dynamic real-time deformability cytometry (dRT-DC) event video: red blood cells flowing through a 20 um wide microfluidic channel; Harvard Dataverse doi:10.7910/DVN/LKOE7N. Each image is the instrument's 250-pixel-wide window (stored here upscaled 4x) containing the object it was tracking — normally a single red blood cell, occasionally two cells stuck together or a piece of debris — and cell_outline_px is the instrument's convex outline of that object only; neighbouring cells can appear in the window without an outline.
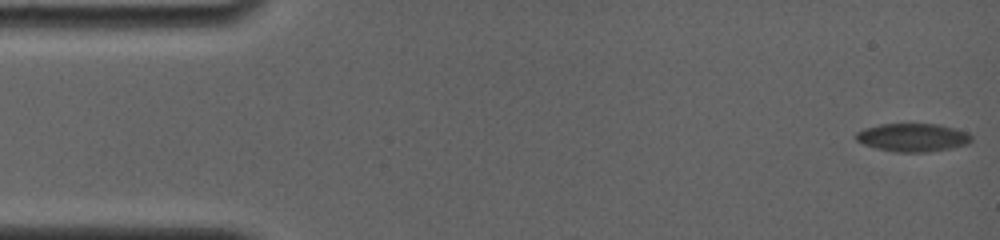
{"species": "common noctule bat (a hibernating species)", "species_latin": "Nyctalus noctula", "temperature_condition": "room temperature", "stored_images_in_passage": 21, "camera_frame_rate_fps": 4000, "um_per_image_px": 0.085, "animal": {"sex": "female", "body_mass_g": 19.0, "forearm_length_mm": 56.7}, "frame": {"image": 1, "passage_image": 1, "time_ms": 0.0, "image_size_px": [1000, 240], "cell_outline_px": [[972, 140], [968, 144], [952, 148], [928, 152], [896, 152], [876, 148], [864, 144], [856, 140], [856, 132], [864, 128], [880, 124], [940, 124], [968, 132], [972, 136]], "centroid_in_image_um": [77.61, 11.68], "position_along_channel_um": 7.4, "area_um2": 19.07}}